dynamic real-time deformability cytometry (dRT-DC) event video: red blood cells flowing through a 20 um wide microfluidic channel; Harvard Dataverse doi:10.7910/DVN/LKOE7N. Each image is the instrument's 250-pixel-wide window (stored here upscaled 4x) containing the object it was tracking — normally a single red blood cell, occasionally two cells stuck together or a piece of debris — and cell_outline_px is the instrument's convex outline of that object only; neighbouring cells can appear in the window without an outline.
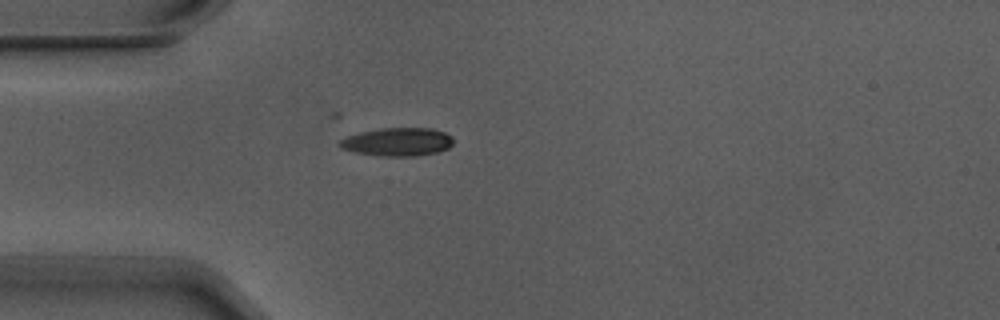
{"species": "Egyptian fruit bat (a non-hibernating species)", "species_latin": "Rousettus aegyptiacus", "temperature_condition": "warm", "stored_images_in_passage": 1, "camera_frame_rate_fps": 3000, "um_per_image_px": 0.085, "animal": {"sex": "male"}, "frame": {"image": 1, "passage_image": 1, "time_ms": 0.0, "image_size_px": [1000, 320], "cell_outline_px": [[452, 144], [448, 148], [436, 152], [416, 156], [384, 156], [356, 152], [340, 148], [336, 144], [340, 140], [348, 136], [360, 132], [380, 128], [432, 128], [444, 132], [452, 136]], "centroid_in_image_um": [33.77, 12.05], "position_along_channel_um": 51.2, "area_um2": 18.67}}